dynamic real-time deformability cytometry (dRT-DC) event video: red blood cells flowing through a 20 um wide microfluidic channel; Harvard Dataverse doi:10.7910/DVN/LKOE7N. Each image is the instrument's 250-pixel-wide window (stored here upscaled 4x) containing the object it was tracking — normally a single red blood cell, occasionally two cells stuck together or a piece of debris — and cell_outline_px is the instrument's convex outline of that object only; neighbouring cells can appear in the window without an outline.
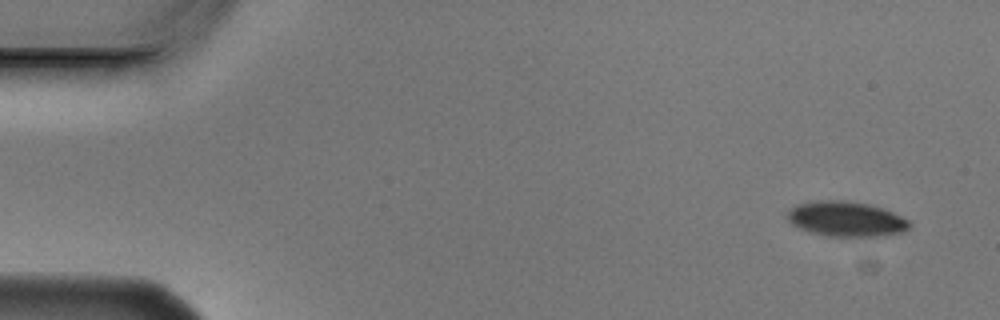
{"species": "Egyptian fruit bat (a non-hibernating species)", "species_latin": "Rousettus aegyptiacus", "temperature_condition": "cold", "stored_images_in_passage": 8, "camera_frame_rate_fps": 3000, "um_per_image_px": 0.085, "animal": {"sex": "male"}, "frame": {"image": 1, "passage_image": 1, "time_ms": 0.0, "image_size_px": [1000, 320], "cell_outline_px": [[912, 224], [908, 228], [900, 232], [876, 236], [824, 236], [808, 232], [792, 224], [784, 216], [788, 208], [796, 204], [812, 200], [844, 200], [868, 204], [892, 212], [908, 220]], "centroid_in_image_um": [71.81, 18.6], "position_along_channel_um": 13.2, "area_um2": 25.09}}
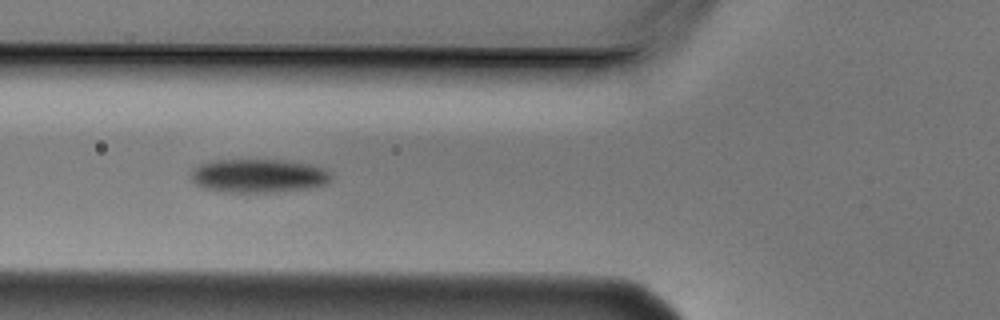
{"frame": {"image": 2, "passage_image": 5, "time_ms": 1.333, "image_size_px": [1000, 320], "cell_outline_px": [[332, 176], [328, 184], [308, 188], [272, 192], [220, 192], [204, 188], [196, 184], [192, 180], [192, 168], [200, 164], [212, 160], [288, 160], [308, 164], [324, 168]], "centroid_in_image_um": [21.96, 14.94], "position_along_channel_um": 103.8, "area_um2": 27.57}}
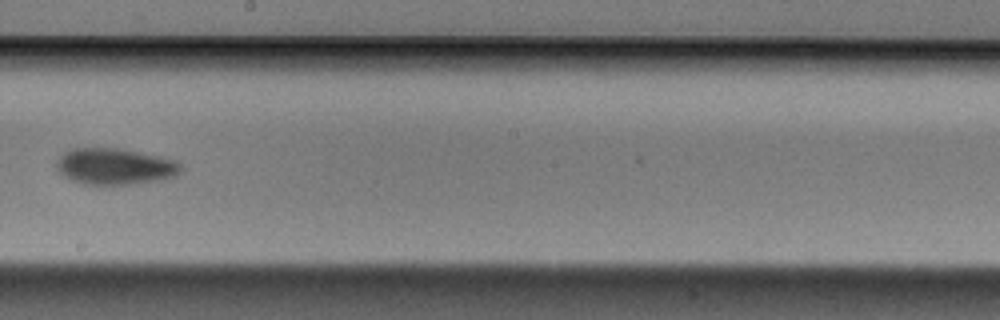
{"frame": {"image": 3, "passage_image": 8, "time_ms": 2.333, "image_size_px": [1000, 320], "cell_outline_px": [[184, 168], [176, 176], [160, 180], [136, 184], [84, 184], [72, 180], [64, 176], [56, 168], [56, 160], [64, 152], [72, 148], [120, 148], [160, 156], [176, 160]], "centroid_in_image_um": [9.79, 14.14], "position_along_channel_um": 238.4, "area_um2": 26.53}}